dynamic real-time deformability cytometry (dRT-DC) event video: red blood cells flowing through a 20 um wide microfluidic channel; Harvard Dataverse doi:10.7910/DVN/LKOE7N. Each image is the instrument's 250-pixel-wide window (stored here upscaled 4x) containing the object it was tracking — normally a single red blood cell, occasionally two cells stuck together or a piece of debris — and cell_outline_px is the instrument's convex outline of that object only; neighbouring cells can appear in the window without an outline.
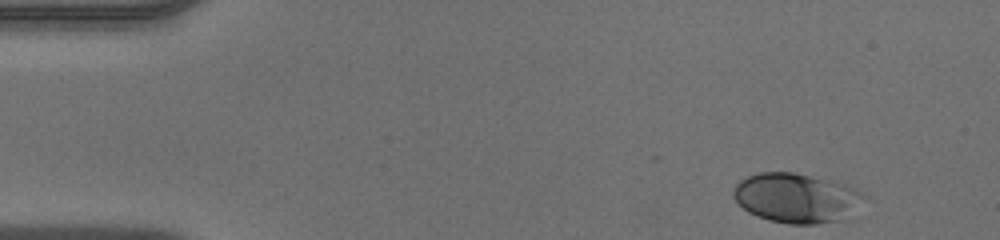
{"species": "human", "species_latin": "Homo sapiens", "temperature_condition": "warm", "stored_images_in_passage": 44, "camera_frame_rate_fps": 3000, "um_per_image_px": 0.085, "donor": {"sex": "male"}, "frame": {"image": 1, "passage_image": 1, "time_ms": 0.0, "image_size_px": [1000, 240], "cell_outline_px": [[868, 196], [848, 220], [816, 224], [788, 224], [768, 220], [748, 212], [732, 196], [732, 192], [736, 184], [740, 180], [748, 176], [760, 172], [792, 172], [844, 184], [856, 188]], "centroid_in_image_um": [67.75, 16.85], "position_along_channel_um": 17.2, "area_um2": 38.09}}
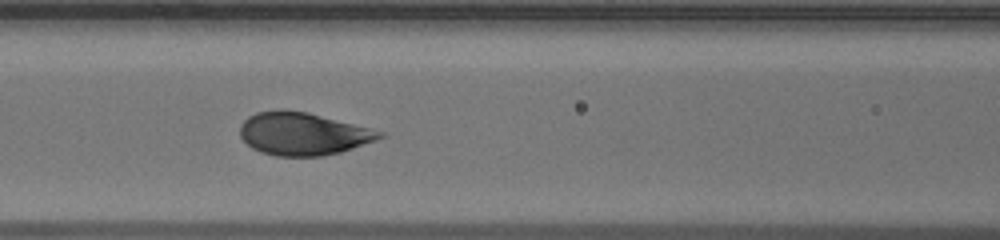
{"frame": {"image": 2, "passage_image": 17, "time_ms": 5.333, "image_size_px": [1000, 240], "cell_outline_px": [[384, 136], [376, 140], [340, 152], [320, 156], [276, 156], [260, 152], [252, 148], [240, 136], [240, 124], [248, 116], [256, 112], [280, 108], [284, 108], [308, 112], [384, 132]], "centroid_in_image_um": [25.7, 11.35], "position_along_channel_um": 140.9, "area_um2": 34.8}}
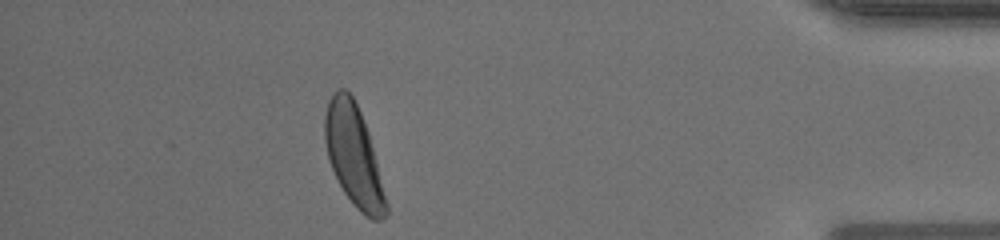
{"frame": {"image": 3, "passage_image": 39, "time_ms": 12.667, "image_size_px": [1000, 240], "cell_outline_px": [[388, 216], [380, 220], [372, 220], [364, 216], [356, 208], [344, 192], [332, 168], [328, 156], [324, 140], [324, 116], [328, 100], [340, 88], [344, 88], [352, 96], [360, 112], [368, 132], [388, 204]], "centroid_in_image_um": [30.07, 13.27], "position_along_channel_um": 405.1, "area_um2": 35.6}}